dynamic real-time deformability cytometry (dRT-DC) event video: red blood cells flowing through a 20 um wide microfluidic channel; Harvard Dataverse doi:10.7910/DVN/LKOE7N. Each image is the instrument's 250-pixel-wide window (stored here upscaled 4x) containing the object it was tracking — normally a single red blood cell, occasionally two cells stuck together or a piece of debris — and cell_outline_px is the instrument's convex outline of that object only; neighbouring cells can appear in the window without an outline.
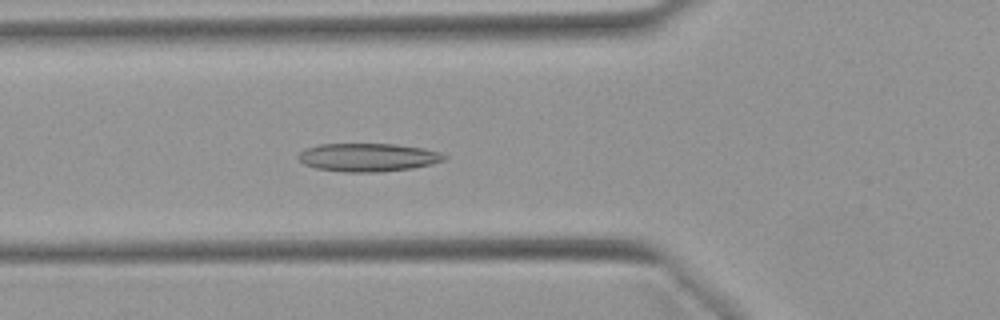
{"species": "Egyptian fruit bat (a non-hibernating species)", "species_latin": "Rousettus aegyptiacus", "temperature_condition": "warm", "stored_images_in_passage": 51, "camera_frame_rate_fps": 3000, "um_per_image_px": 0.085, "animal": {"sex": "female"}, "frame": {"image": 1, "passage_image": 18, "time_ms": 5.667, "image_size_px": [1000, 320], "cell_outline_px": [[448, 156], [444, 160], [432, 164], [412, 168], [380, 172], [344, 172], [316, 168], [304, 164], [296, 156], [304, 148], [320, 144], [396, 144], [424, 148], [440, 152]], "centroid_in_image_um": [31.28, 13.37], "position_along_channel_um": 94.5, "area_um2": 24.16}}
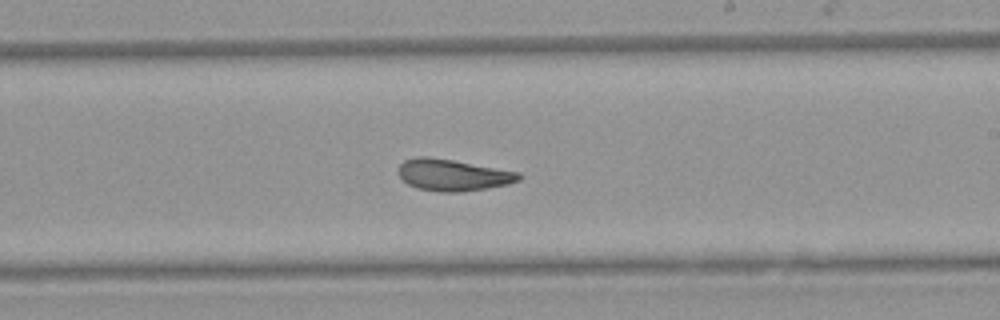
{"frame": {"image": 2, "passage_image": 30, "time_ms": 9.667, "image_size_px": [1000, 320], "cell_outline_px": [[524, 176], [520, 180], [508, 184], [460, 192], [440, 192], [416, 188], [408, 184], [396, 172], [400, 164], [404, 160], [416, 156], [428, 156], [452, 160], [520, 172]], "centroid_in_image_um": [38.48, 14.87], "position_along_channel_um": 250.5, "area_um2": 22.25}}
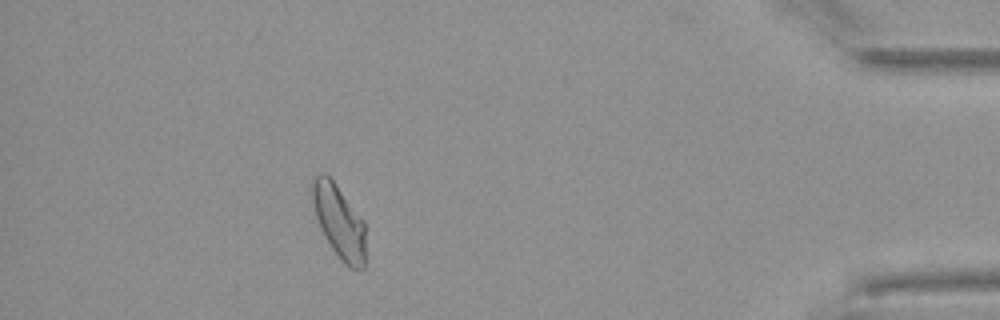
{"frame": {"image": 3, "passage_image": 46, "time_ms": 15.0, "image_size_px": [1000, 320], "cell_outline_px": [[364, 268], [356, 272], [348, 268], [344, 264], [332, 248], [324, 236], [320, 228], [312, 204], [308, 188], [308, 184], [312, 176], [316, 172], [324, 172], [332, 180], [364, 220]], "centroid_in_image_um": [28.75, 18.78], "position_along_channel_um": 406.4, "area_um2": 23.35}, "authors_computed_cell_mechanics": {"area_um2": 23.12, "velocity_mm_per_s": 3.9072, "shape_relaxation_time_tau1_ms": null, "shape_relaxation_time_tau2_ms": 2.9063, "deformation_change_tau1": null, "deformation_change_tau2": 0.0908}}